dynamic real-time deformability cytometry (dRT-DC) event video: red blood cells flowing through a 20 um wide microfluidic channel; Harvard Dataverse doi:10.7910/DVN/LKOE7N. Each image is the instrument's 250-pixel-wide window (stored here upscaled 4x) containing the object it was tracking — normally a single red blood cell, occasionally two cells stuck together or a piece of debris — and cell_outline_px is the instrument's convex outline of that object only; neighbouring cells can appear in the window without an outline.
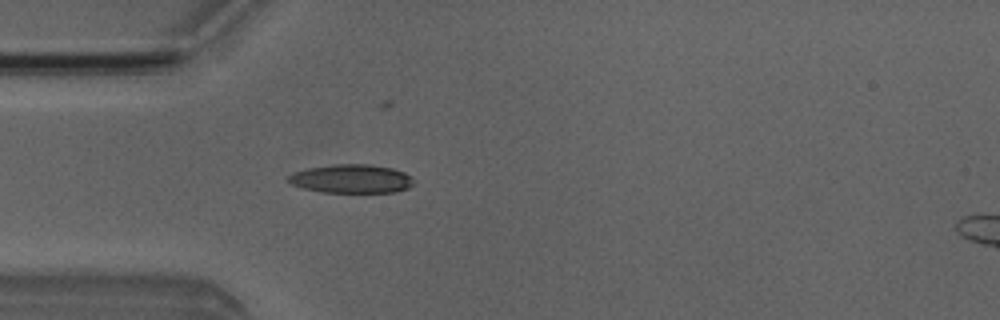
{"species": "Egyptian fruit bat (a non-hibernating species)", "species_latin": "Rousettus aegyptiacus", "temperature_condition": "room temperature", "stored_images_in_passage": 4, "camera_frame_rate_fps": 3000, "um_per_image_px": 0.085, "animal": {"sex": "male"}, "frame": {"image": 1, "passage_image": 3, "time_ms": 2.667, "image_size_px": [1000, 320], "cell_outline_px": [[412, 184], [408, 188], [396, 192], [320, 192], [304, 188], [292, 184], [288, 180], [288, 176], [296, 172], [308, 168], [336, 164], [368, 164], [392, 168], [404, 172], [412, 176]], "centroid_in_image_um": [29.9, 15.2], "position_along_channel_um": 55.1, "area_um2": 20.75}}